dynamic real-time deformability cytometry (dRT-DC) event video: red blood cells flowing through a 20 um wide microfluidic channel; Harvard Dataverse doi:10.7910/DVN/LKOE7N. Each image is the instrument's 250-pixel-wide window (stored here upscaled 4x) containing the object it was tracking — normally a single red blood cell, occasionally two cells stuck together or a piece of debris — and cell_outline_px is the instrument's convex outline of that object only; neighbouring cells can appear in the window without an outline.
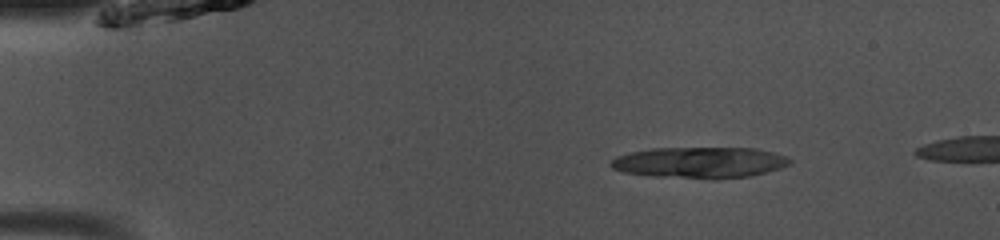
{"species": "common noctule bat (a hibernating species)", "species_latin": "Nyctalus noctula", "temperature_condition": "room temperature", "stored_images_in_passage": 13, "camera_frame_rate_fps": 3000, "um_per_image_px": 0.085, "animal": {"sex": "male", "body_mass_g": 13.0, "forearm_length_mm": 53.1}, "frame": {"image": 1, "passage_image": 6, "time_ms": 1.667, "image_size_px": [1000, 240], "cell_outline_px": [[792, 164], [780, 168], [752, 176], [712, 180], [652, 176], [624, 172], [612, 168], [608, 164], [616, 156], [632, 152], [652, 148], [756, 148], [788, 156], [792, 160]], "centroid_in_image_um": [59.52, 13.83], "position_along_channel_um": 25.5, "area_um2": 32.89}}